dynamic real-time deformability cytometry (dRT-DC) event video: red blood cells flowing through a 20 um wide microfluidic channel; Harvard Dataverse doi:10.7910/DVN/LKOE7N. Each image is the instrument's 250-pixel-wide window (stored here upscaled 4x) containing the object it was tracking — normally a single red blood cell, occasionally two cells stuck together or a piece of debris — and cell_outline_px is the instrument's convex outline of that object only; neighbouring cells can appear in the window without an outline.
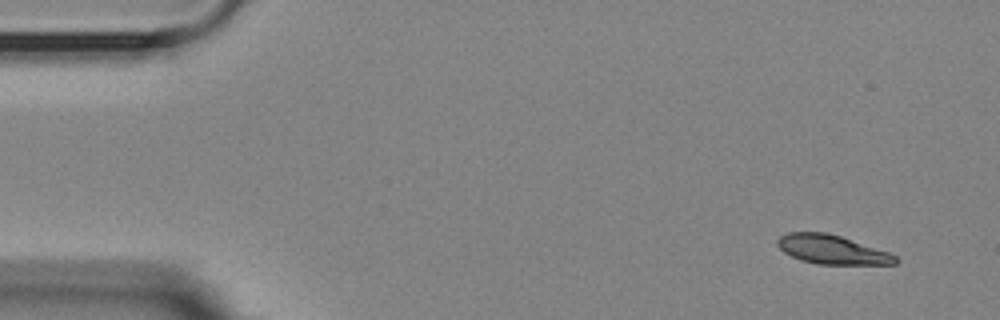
{"species": "Egyptian fruit bat (a non-hibernating species)", "species_latin": "Rousettus aegyptiacus", "temperature_condition": "room temperature", "stored_images_in_passage": 4, "camera_frame_rate_fps": 3000, "um_per_image_px": 0.085, "animal": {"sex": "female"}, "frame": {"image": 1, "passage_image": 1, "time_ms": 0.0, "image_size_px": [1000, 320], "cell_outline_px": [[900, 260], [896, 264], [816, 264], [800, 260], [784, 252], [776, 244], [776, 240], [780, 236], [788, 232], [828, 232], [888, 252], [896, 256]], "centroid_in_image_um": [70.69, 21.21], "position_along_channel_um": 14.3, "area_um2": 19.88}}
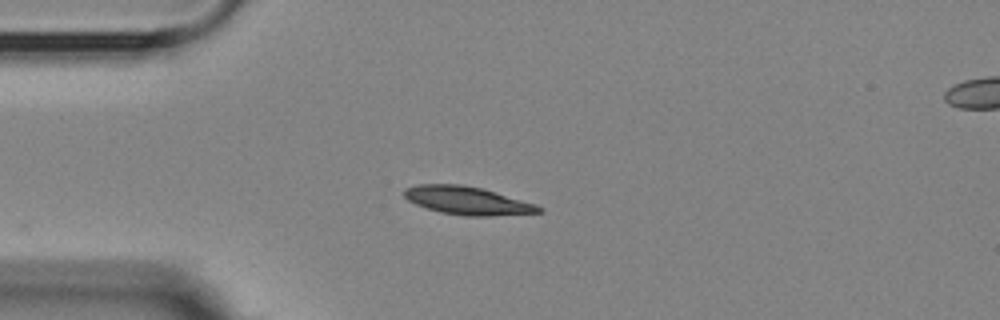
{"frame": {"image": 2, "passage_image": 4, "time_ms": 3.333, "image_size_px": [1000, 320], "cell_outline_px": [[544, 212], [492, 216], [464, 216], [440, 212], [416, 204], [408, 200], [404, 196], [404, 188], [416, 184], [464, 184], [484, 188], [536, 204], [544, 208]], "centroid_in_image_um": [39.76, 17.04], "position_along_channel_um": 45.2, "area_um2": 22.31}}